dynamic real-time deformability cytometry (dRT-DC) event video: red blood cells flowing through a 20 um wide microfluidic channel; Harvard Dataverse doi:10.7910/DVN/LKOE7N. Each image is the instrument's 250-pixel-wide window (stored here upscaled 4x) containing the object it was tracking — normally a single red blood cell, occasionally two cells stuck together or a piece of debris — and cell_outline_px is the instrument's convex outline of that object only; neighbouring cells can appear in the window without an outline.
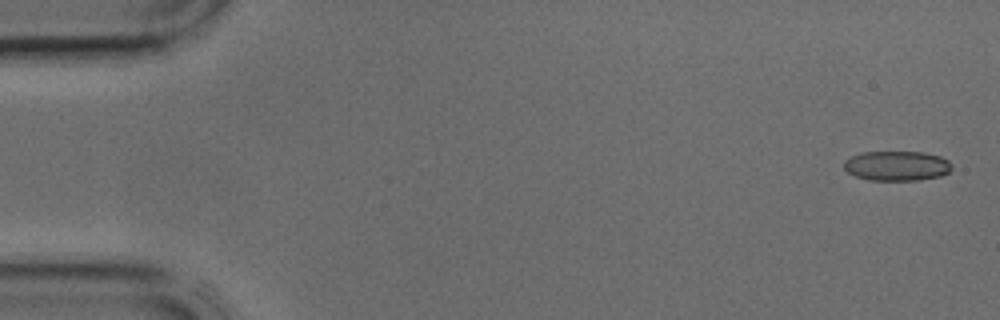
{"species": "common noctule bat (a hibernating species)", "species_latin": "Nyctalus noctula", "temperature_condition": "cold", "stored_images_in_passage": 5, "camera_frame_rate_fps": 3000, "um_per_image_px": 0.085, "animal": {"sex": "male", "body_mass_g": 17.9, "forearm_length_mm": 54.2}, "frame": {"image": 1, "passage_image": 1, "time_ms": 0.0, "image_size_px": [1000, 320], "cell_outline_px": [[952, 168], [948, 172], [940, 176], [920, 180], [868, 180], [856, 176], [848, 172], [844, 168], [844, 160], [860, 152], [924, 152], [940, 156], [948, 160], [952, 164]], "centroid_in_image_um": [76.24, 14.09], "position_along_channel_um": 8.8, "area_um2": 18.79}}
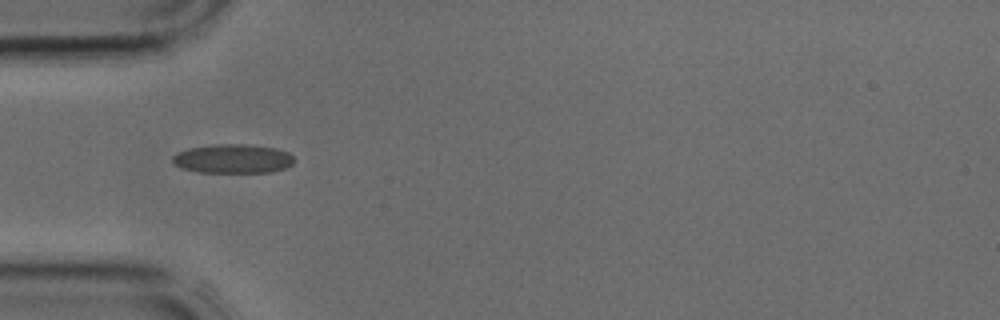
{"frame": {"image": 2, "passage_image": 4, "time_ms": 1.0, "image_size_px": [1000, 320], "cell_outline_px": [[292, 164], [284, 168], [272, 172], [200, 172], [180, 168], [172, 160], [172, 156], [176, 152], [188, 148], [212, 144], [248, 144], [276, 148], [288, 152], [292, 156]], "centroid_in_image_um": [19.76, 13.48], "position_along_channel_um": 65.2, "area_um2": 20.63}}